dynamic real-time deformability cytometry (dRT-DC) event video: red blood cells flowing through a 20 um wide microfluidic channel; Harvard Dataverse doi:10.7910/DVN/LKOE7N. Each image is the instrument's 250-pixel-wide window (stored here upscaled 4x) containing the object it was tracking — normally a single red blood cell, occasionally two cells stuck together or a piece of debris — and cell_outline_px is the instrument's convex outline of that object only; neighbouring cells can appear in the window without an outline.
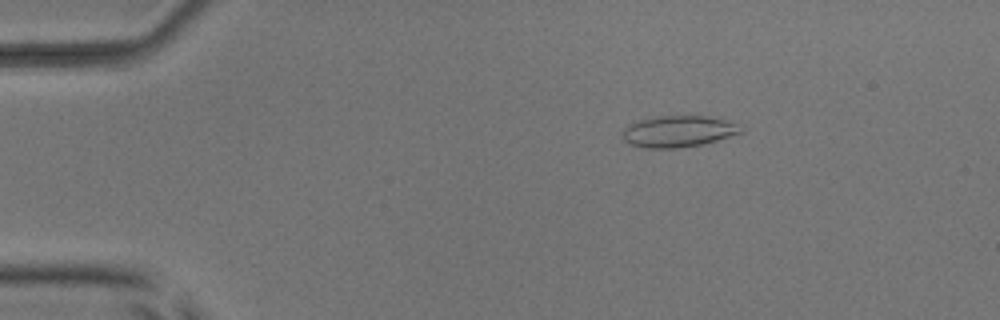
{"species": "common noctule bat (a hibernating species)", "species_latin": "Nyctalus noctula", "temperature_condition": "room temperature", "stored_images_in_passage": 5, "segment_of_instrument_passage": [1, 2], "camera_frame_rate_fps": 3000, "um_per_image_px": 0.085, "animal": {"sex": "male", "body_mass_g": 17.9, "forearm_length_mm": 54.2}, "frame": {"image": 1, "passage_image": 2, "time_ms": 1.333, "image_size_px": [1000, 320], "cell_outline_px": [[744, 132], [704, 144], [680, 148], [644, 148], [628, 144], [624, 140], [624, 128], [628, 124], [636, 120], [652, 116], [704, 116], [724, 120], [736, 124]], "centroid_in_image_um": [57.6, 11.17], "position_along_channel_um": 27.4, "area_um2": 21.73}}